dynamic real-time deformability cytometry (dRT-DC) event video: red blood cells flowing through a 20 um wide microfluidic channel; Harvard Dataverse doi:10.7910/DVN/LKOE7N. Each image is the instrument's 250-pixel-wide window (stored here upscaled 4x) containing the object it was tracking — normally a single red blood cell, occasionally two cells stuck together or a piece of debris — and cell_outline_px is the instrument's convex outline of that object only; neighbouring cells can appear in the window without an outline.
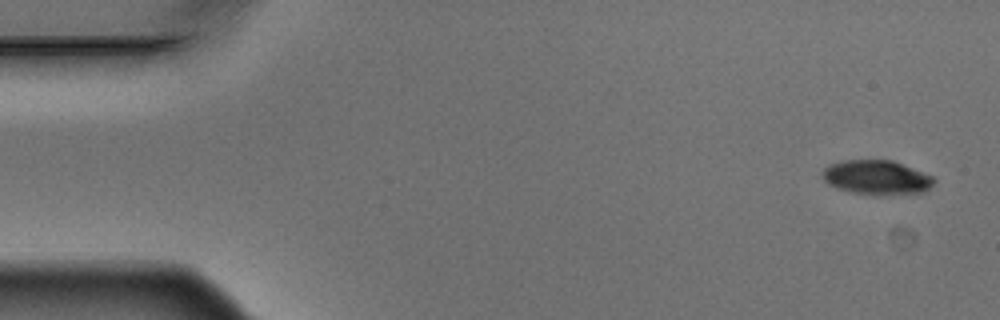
{"species": "Egyptian fruit bat (a non-hibernating species)", "species_latin": "Rousettus aegyptiacus", "temperature_condition": "warm", "stored_images_in_passage": 4, "camera_frame_rate_fps": 3000, "um_per_image_px": 0.085, "animal": {"sex": "male"}, "frame": {"image": 1, "passage_image": 1, "time_ms": 0.0, "image_size_px": [1000, 320], "cell_outline_px": [[936, 180], [928, 188], [920, 192], [880, 196], [848, 192], [836, 188], [828, 184], [824, 180], [820, 172], [828, 164], [844, 160], [892, 160], [932, 176]], "centroid_in_image_um": [74.44, 15.09], "position_along_channel_um": 10.6, "area_um2": 22.48}}
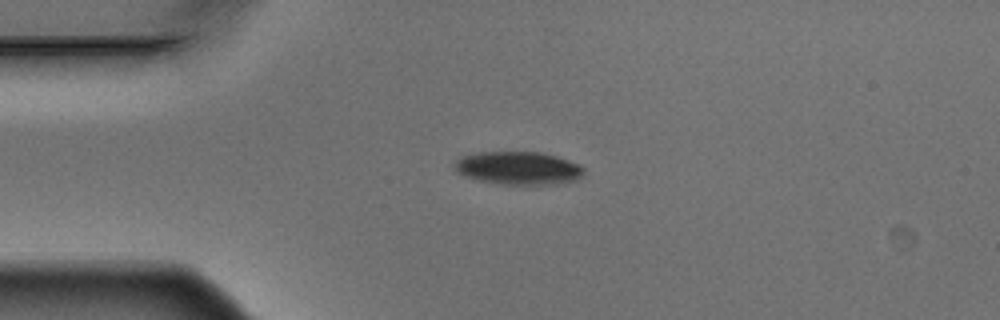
{"frame": {"image": 2, "passage_image": 4, "time_ms": 1.0, "image_size_px": [1000, 320], "cell_outline_px": [[584, 172], [576, 180], [556, 184], [504, 184], [480, 180], [456, 172], [452, 164], [460, 156], [476, 152], [540, 152], [556, 156], [580, 164], [584, 168]], "centroid_in_image_um": [44.04, 14.27], "position_along_channel_um": 41.0, "area_um2": 24.85}}